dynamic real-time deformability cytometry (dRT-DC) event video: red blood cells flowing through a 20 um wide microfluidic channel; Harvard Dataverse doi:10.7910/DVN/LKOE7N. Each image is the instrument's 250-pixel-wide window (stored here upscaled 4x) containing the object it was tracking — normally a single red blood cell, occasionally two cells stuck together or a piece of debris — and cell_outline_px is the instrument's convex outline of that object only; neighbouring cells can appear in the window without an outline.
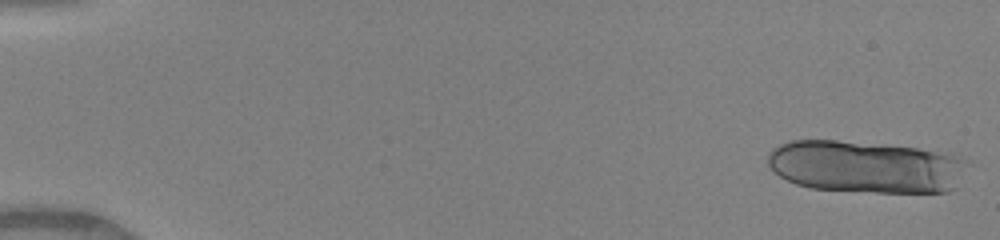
{"species": "human", "species_latin": "Homo sapiens", "temperature_condition": "warm", "stored_images_in_passage": 15, "camera_frame_rate_fps": 3000, "um_per_image_px": 0.085, "donor": {"sex": "female"}, "frame": {"image": 1, "passage_image": 1, "time_ms": 0.0, "image_size_px": [1000, 240], "cell_outline_px": [[964, 160], [956, 188], [948, 192], [876, 192], [812, 188], [796, 184], [780, 176], [768, 164], [768, 152], [772, 148], [780, 144], [792, 140], [836, 140], [916, 148], [952, 152]], "centroid_in_image_um": [73.56, 14.16], "position_along_channel_um": 11.4, "area_um2": 60.46}}